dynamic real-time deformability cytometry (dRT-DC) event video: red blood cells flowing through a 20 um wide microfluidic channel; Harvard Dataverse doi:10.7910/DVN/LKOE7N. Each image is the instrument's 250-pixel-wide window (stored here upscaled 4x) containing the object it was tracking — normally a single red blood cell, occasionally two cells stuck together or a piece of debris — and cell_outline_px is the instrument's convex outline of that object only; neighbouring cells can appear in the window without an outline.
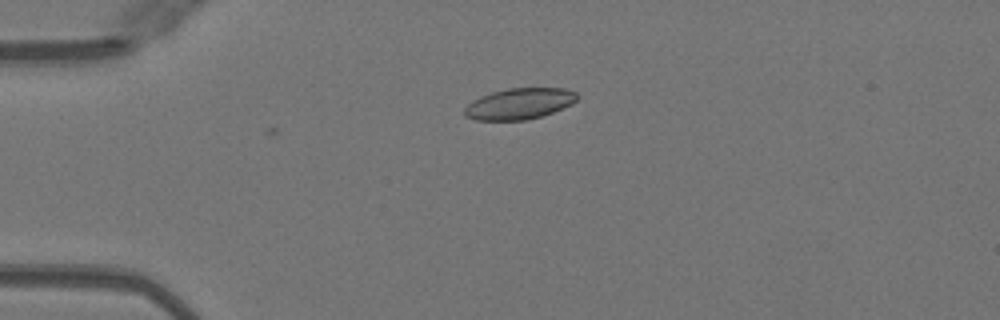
{"species": "Egyptian fruit bat (a non-hibernating species)", "species_latin": "Rousettus aegyptiacus", "temperature_condition": "warm", "stored_images_in_passage": 3, "camera_frame_rate_fps": 3000, "um_per_image_px": 0.085, "animal": {"sex": "female"}, "frame": {"image": 1, "passage_image": 3, "time_ms": 0.667, "image_size_px": [1000, 320], "cell_outline_px": [[580, 96], [572, 104], [552, 112], [540, 116], [524, 120], [476, 120], [464, 116], [464, 108], [472, 100], [480, 96], [492, 92], [508, 88], [564, 88], [576, 92]], "centroid_in_image_um": [44.13, 8.81], "position_along_channel_um": 40.9, "area_um2": 20.4}}